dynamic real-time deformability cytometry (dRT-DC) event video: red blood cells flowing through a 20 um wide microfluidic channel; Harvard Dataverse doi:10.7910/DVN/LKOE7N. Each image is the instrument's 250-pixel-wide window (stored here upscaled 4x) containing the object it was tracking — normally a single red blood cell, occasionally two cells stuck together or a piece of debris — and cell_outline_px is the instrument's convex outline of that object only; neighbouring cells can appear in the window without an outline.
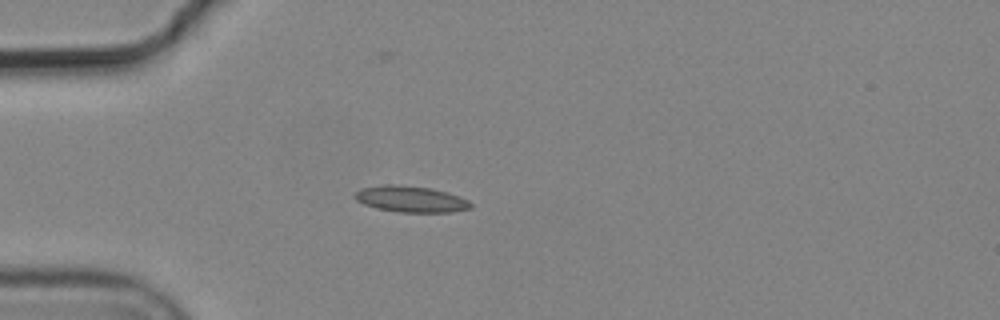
{"species": "common noctule bat (a hibernating species)", "species_latin": "Nyctalus noctula", "temperature_condition": "cold", "stored_images_in_passage": 4, "camera_frame_rate_fps": 3000, "um_per_image_px": 0.085, "animal": {"sex": "male", "body_mass_g": 19.2, "forearm_length_mm": 51.8}, "frame": {"image": 1, "passage_image": 3, "time_ms": 0.667, "image_size_px": [1000, 320], "cell_outline_px": [[472, 208], [452, 212], [396, 212], [376, 208], [364, 204], [356, 200], [352, 196], [360, 188], [384, 184], [396, 184], [432, 188], [448, 192], [460, 196], [468, 200], [472, 204]], "centroid_in_image_um": [34.91, 16.92], "position_along_channel_um": 50.1, "area_um2": 17.98}}